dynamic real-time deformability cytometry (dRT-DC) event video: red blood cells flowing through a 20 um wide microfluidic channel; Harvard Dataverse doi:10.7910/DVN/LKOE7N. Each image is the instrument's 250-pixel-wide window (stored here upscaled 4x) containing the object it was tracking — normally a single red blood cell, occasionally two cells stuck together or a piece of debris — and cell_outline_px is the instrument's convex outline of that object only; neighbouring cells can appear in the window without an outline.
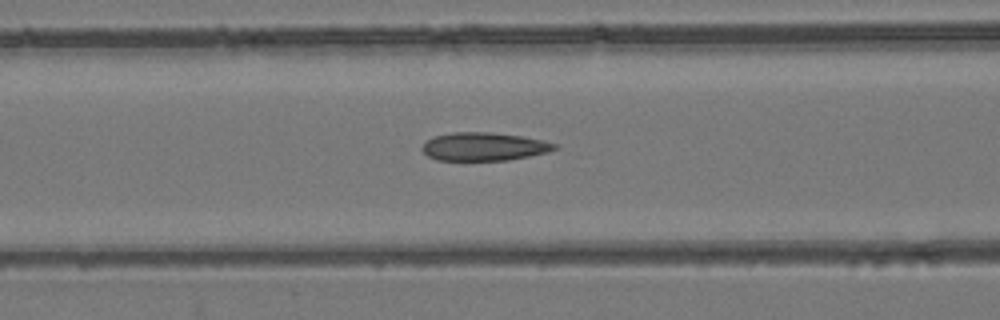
{"species": "common noctule bat (a hibernating species)", "species_latin": "Nyctalus noctula", "temperature_condition": "room temperature", "stored_images_in_passage": 53, "camera_frame_rate_fps": 3000, "um_per_image_px": 0.085, "animal": {"sex": "female", "body_mass_g": 24.6, "forearm_length_mm": 56.2}, "frame": {"image": 1, "passage_image": 21, "time_ms": 6.667, "image_size_px": [1000, 320], "cell_outline_px": [[560, 148], [548, 152], [508, 160], [436, 160], [428, 156], [420, 148], [432, 136], [452, 132], [492, 132], [520, 136], [544, 140], [556, 144]], "centroid_in_image_um": [41.14, 12.45], "position_along_channel_um": 125.5, "area_um2": 21.85}}
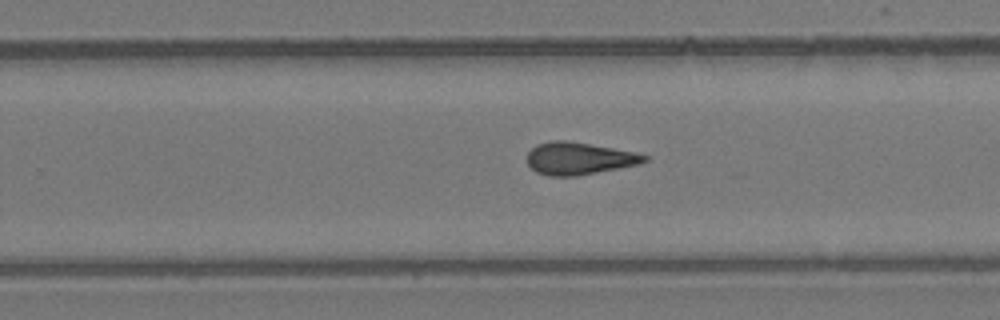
{"frame": {"image": 2, "passage_image": 33, "time_ms": 10.667, "image_size_px": [1000, 320], "cell_outline_px": [[648, 160], [640, 164], [576, 176], [548, 176], [536, 172], [528, 168], [528, 152], [536, 144], [552, 140], [564, 140], [640, 152], [648, 156]], "centroid_in_image_um": [49.22, 13.47], "position_along_channel_um": 280.6, "area_um2": 22.31}}
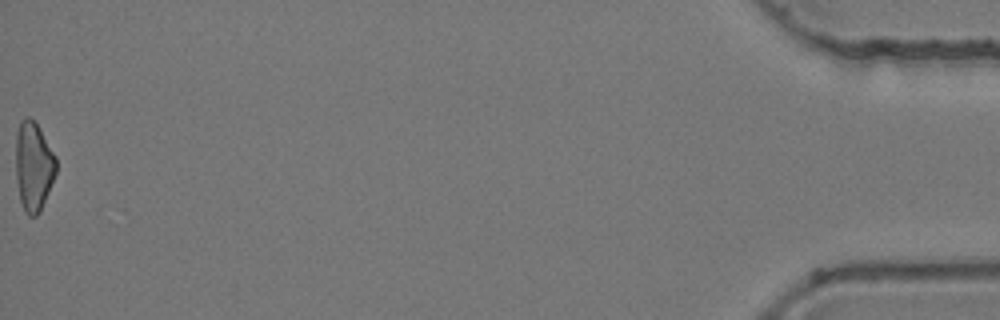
{"frame": {"image": 3, "passage_image": 53, "time_ms": 17.333, "image_size_px": [1000, 320], "cell_outline_px": [[56, 172], [40, 212], [36, 216], [28, 216], [24, 212], [20, 200], [16, 180], [16, 136], [20, 120], [24, 116], [28, 116], [36, 124], [56, 156]], "centroid_in_image_um": [2.83, 14.15], "position_along_channel_um": 432.4, "area_um2": 20.87}, "authors_computed_cell_mechanics": {"area_um2": 22.0796, "velocity_mm_per_s": 3.8928, "shape_relaxation_time_tau1_ms": null, "shape_relaxation_time_tau2_ms": 3.1041, "deformation_change_tau1": null, "deformation_change_tau2": 0.1287}}